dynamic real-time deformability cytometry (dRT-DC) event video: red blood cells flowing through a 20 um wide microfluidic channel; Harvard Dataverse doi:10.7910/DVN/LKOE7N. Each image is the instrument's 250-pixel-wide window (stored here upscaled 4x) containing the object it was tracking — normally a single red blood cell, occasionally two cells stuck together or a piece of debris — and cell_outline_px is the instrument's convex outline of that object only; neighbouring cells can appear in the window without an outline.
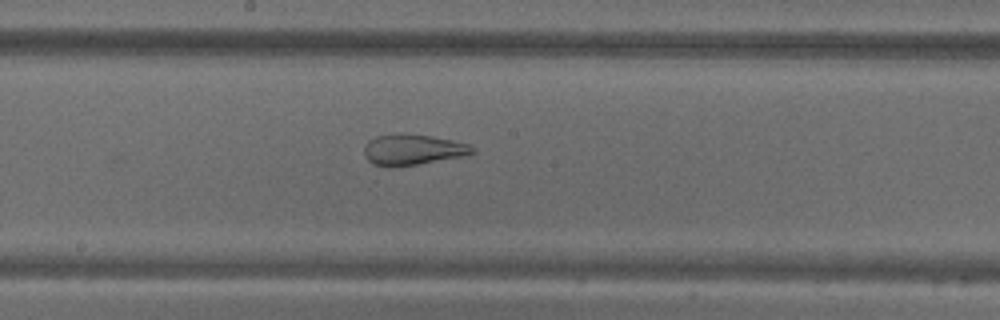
{"species": "common noctule bat (a hibernating species)", "species_latin": "Nyctalus noctula", "temperature_condition": "warm", "stored_images_in_passage": 30, "camera_frame_rate_fps": 3000, "um_per_image_px": 0.085, "animal": {"sex": "male", "body_mass_g": 18.8}, "frame": {"image": 1, "passage_image": 16, "time_ms": 5.0, "image_size_px": [1000, 320], "cell_outline_px": [[476, 152], [460, 156], [416, 164], [392, 168], [388, 168], [372, 164], [364, 156], [364, 148], [368, 140], [376, 136], [400, 132], [408, 132], [432, 136], [452, 140], [468, 144], [476, 148]], "centroid_in_image_um": [35.02, 12.7], "position_along_channel_um": 213.2, "area_um2": 19.71}}